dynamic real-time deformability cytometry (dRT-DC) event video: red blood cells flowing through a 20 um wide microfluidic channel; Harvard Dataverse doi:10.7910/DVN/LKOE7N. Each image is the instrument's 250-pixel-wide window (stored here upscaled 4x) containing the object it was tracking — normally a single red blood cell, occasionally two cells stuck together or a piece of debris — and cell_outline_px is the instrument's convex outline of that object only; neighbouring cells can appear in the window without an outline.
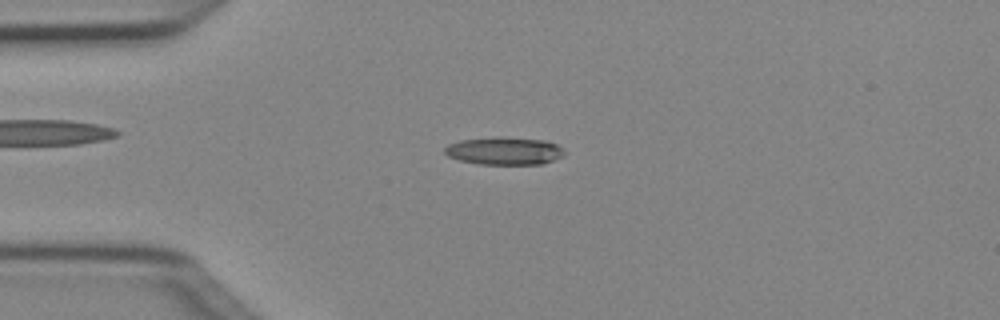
{"species": "Egyptian fruit bat (a non-hibernating species)", "species_latin": "Rousettus aegyptiacus", "temperature_condition": "cold", "stored_images_in_passage": 50, "camera_frame_rate_fps": 3000, "um_per_image_px": 0.085, "animal": {"sex": "female"}, "frame": {"image": 1, "passage_image": 12, "time_ms": 3.667, "image_size_px": [1000, 320], "cell_outline_px": [[564, 156], [544, 164], [480, 164], [460, 160], [448, 156], [444, 152], [444, 148], [448, 144], [460, 140], [544, 140], [556, 144], [564, 152]], "centroid_in_image_um": [42.88, 12.89], "position_along_channel_um": 42.1, "area_um2": 18.15}}
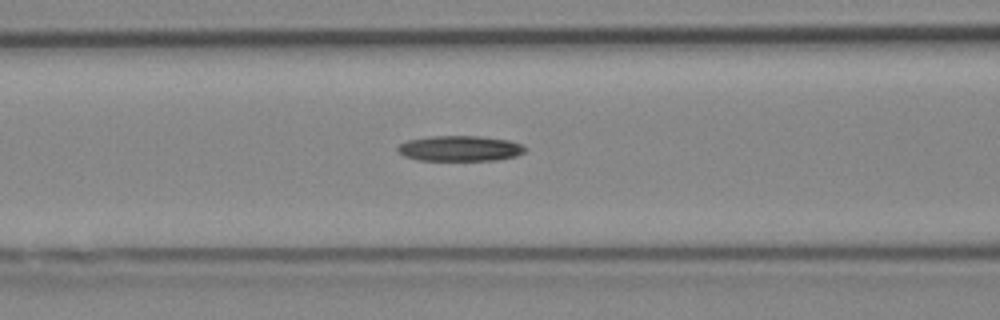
{"frame": {"image": 2, "passage_image": 20, "time_ms": 6.333, "image_size_px": [1000, 320], "cell_outline_px": [[528, 148], [524, 152], [516, 156], [496, 160], [416, 160], [404, 156], [396, 152], [396, 148], [400, 144], [408, 140], [432, 136], [480, 136], [508, 140], [520, 144]], "centroid_in_image_um": [39.07, 12.62], "position_along_channel_um": 127.5, "area_um2": 18.96}}
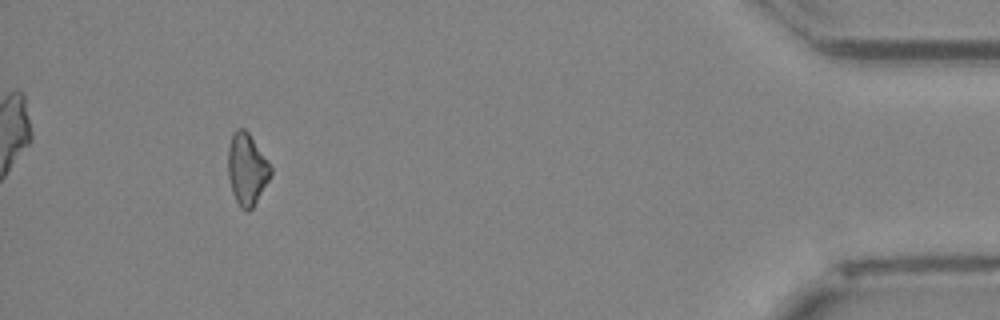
{"frame": {"image": 3, "passage_image": 46, "time_ms": 15.0, "image_size_px": [1000, 320], "cell_outline_px": [[272, 172], [268, 180], [252, 208], [248, 212], [240, 208], [232, 192], [228, 176], [228, 148], [232, 132], [236, 128], [244, 128], [248, 132], [272, 168]], "centroid_in_image_um": [20.96, 14.36], "position_along_channel_um": 414.2, "area_um2": 17.63}, "authors_computed_cell_mechanics": {"area_um2": 18.4382, "velocity_mm_per_s": 4.0561, "shape_relaxation_time_tau1_ms": 8.246, "shape_relaxation_time_tau2_ms": null, "deformation_change_tau1": 0.153, "deformation_change_tau2": null}}